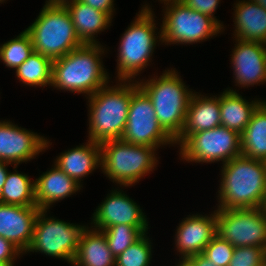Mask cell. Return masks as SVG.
<instances>
[{
	"label": "cell",
	"instance_id": "cell-1",
	"mask_svg": "<svg viewBox=\"0 0 266 266\" xmlns=\"http://www.w3.org/2000/svg\"><path fill=\"white\" fill-rule=\"evenodd\" d=\"M222 166L217 209L266 207V161L240 155Z\"/></svg>",
	"mask_w": 266,
	"mask_h": 266
},
{
	"label": "cell",
	"instance_id": "cell-2",
	"mask_svg": "<svg viewBox=\"0 0 266 266\" xmlns=\"http://www.w3.org/2000/svg\"><path fill=\"white\" fill-rule=\"evenodd\" d=\"M104 51L105 48L99 43H85L53 60L51 86L73 93L93 95L110 81L101 61Z\"/></svg>",
	"mask_w": 266,
	"mask_h": 266
},
{
	"label": "cell",
	"instance_id": "cell-3",
	"mask_svg": "<svg viewBox=\"0 0 266 266\" xmlns=\"http://www.w3.org/2000/svg\"><path fill=\"white\" fill-rule=\"evenodd\" d=\"M120 80L115 86L105 85L87 96L89 102V139L96 143L121 139L132 98V81ZM119 85V86H118Z\"/></svg>",
	"mask_w": 266,
	"mask_h": 266
},
{
	"label": "cell",
	"instance_id": "cell-4",
	"mask_svg": "<svg viewBox=\"0 0 266 266\" xmlns=\"http://www.w3.org/2000/svg\"><path fill=\"white\" fill-rule=\"evenodd\" d=\"M137 83L151 99L160 126L175 140L183 129L193 91L174 69L165 70L159 78L154 76Z\"/></svg>",
	"mask_w": 266,
	"mask_h": 266
},
{
	"label": "cell",
	"instance_id": "cell-5",
	"mask_svg": "<svg viewBox=\"0 0 266 266\" xmlns=\"http://www.w3.org/2000/svg\"><path fill=\"white\" fill-rule=\"evenodd\" d=\"M135 20L121 37L117 58L118 81H133L138 73L148 66L156 43L162 42L160 36H155L157 27L154 14L147 4L141 8ZM156 33V34H155ZM157 37V38H156ZM159 37L160 40H157Z\"/></svg>",
	"mask_w": 266,
	"mask_h": 266
},
{
	"label": "cell",
	"instance_id": "cell-6",
	"mask_svg": "<svg viewBox=\"0 0 266 266\" xmlns=\"http://www.w3.org/2000/svg\"><path fill=\"white\" fill-rule=\"evenodd\" d=\"M25 31L31 37L34 52L52 60L84 44L77 36L69 11L63 6L44 5Z\"/></svg>",
	"mask_w": 266,
	"mask_h": 266
},
{
	"label": "cell",
	"instance_id": "cell-7",
	"mask_svg": "<svg viewBox=\"0 0 266 266\" xmlns=\"http://www.w3.org/2000/svg\"><path fill=\"white\" fill-rule=\"evenodd\" d=\"M101 168L113 183L132 186L157 165L156 148L136 145L121 139L100 143Z\"/></svg>",
	"mask_w": 266,
	"mask_h": 266
},
{
	"label": "cell",
	"instance_id": "cell-8",
	"mask_svg": "<svg viewBox=\"0 0 266 266\" xmlns=\"http://www.w3.org/2000/svg\"><path fill=\"white\" fill-rule=\"evenodd\" d=\"M162 43L193 44L217 36L223 29L211 17L190 9L179 0L164 3ZM167 5V6H166Z\"/></svg>",
	"mask_w": 266,
	"mask_h": 266
},
{
	"label": "cell",
	"instance_id": "cell-9",
	"mask_svg": "<svg viewBox=\"0 0 266 266\" xmlns=\"http://www.w3.org/2000/svg\"><path fill=\"white\" fill-rule=\"evenodd\" d=\"M46 212L47 210H39L32 242L25 253L41 252L47 256L67 260L71 265L79 247L81 234L87 227L53 217L47 218Z\"/></svg>",
	"mask_w": 266,
	"mask_h": 266
},
{
	"label": "cell",
	"instance_id": "cell-10",
	"mask_svg": "<svg viewBox=\"0 0 266 266\" xmlns=\"http://www.w3.org/2000/svg\"><path fill=\"white\" fill-rule=\"evenodd\" d=\"M181 160L222 164L241 155L240 134L224 126L191 134L181 145Z\"/></svg>",
	"mask_w": 266,
	"mask_h": 266
},
{
	"label": "cell",
	"instance_id": "cell-11",
	"mask_svg": "<svg viewBox=\"0 0 266 266\" xmlns=\"http://www.w3.org/2000/svg\"><path fill=\"white\" fill-rule=\"evenodd\" d=\"M121 140L156 149L161 145L175 144L160 126L151 99L139 87L137 80L132 82V98Z\"/></svg>",
	"mask_w": 266,
	"mask_h": 266
},
{
	"label": "cell",
	"instance_id": "cell-12",
	"mask_svg": "<svg viewBox=\"0 0 266 266\" xmlns=\"http://www.w3.org/2000/svg\"><path fill=\"white\" fill-rule=\"evenodd\" d=\"M217 235L234 247L266 249V207L217 209Z\"/></svg>",
	"mask_w": 266,
	"mask_h": 266
},
{
	"label": "cell",
	"instance_id": "cell-13",
	"mask_svg": "<svg viewBox=\"0 0 266 266\" xmlns=\"http://www.w3.org/2000/svg\"><path fill=\"white\" fill-rule=\"evenodd\" d=\"M10 121H0V160L19 165L49 147L50 141Z\"/></svg>",
	"mask_w": 266,
	"mask_h": 266
},
{
	"label": "cell",
	"instance_id": "cell-14",
	"mask_svg": "<svg viewBox=\"0 0 266 266\" xmlns=\"http://www.w3.org/2000/svg\"><path fill=\"white\" fill-rule=\"evenodd\" d=\"M112 192L101 202L93 214L95 230H103L112 225L126 224L134 227H143L148 231V222L140 206L121 191Z\"/></svg>",
	"mask_w": 266,
	"mask_h": 266
},
{
	"label": "cell",
	"instance_id": "cell-15",
	"mask_svg": "<svg viewBox=\"0 0 266 266\" xmlns=\"http://www.w3.org/2000/svg\"><path fill=\"white\" fill-rule=\"evenodd\" d=\"M237 41L232 52L231 64L236 86H254L266 82V44L258 41Z\"/></svg>",
	"mask_w": 266,
	"mask_h": 266
},
{
	"label": "cell",
	"instance_id": "cell-16",
	"mask_svg": "<svg viewBox=\"0 0 266 266\" xmlns=\"http://www.w3.org/2000/svg\"><path fill=\"white\" fill-rule=\"evenodd\" d=\"M217 234V215H189L179 224L175 244L182 259L203 253L204 248Z\"/></svg>",
	"mask_w": 266,
	"mask_h": 266
},
{
	"label": "cell",
	"instance_id": "cell-17",
	"mask_svg": "<svg viewBox=\"0 0 266 266\" xmlns=\"http://www.w3.org/2000/svg\"><path fill=\"white\" fill-rule=\"evenodd\" d=\"M38 207L9 205L0 202V236L12 242L23 253L29 248Z\"/></svg>",
	"mask_w": 266,
	"mask_h": 266
},
{
	"label": "cell",
	"instance_id": "cell-18",
	"mask_svg": "<svg viewBox=\"0 0 266 266\" xmlns=\"http://www.w3.org/2000/svg\"><path fill=\"white\" fill-rule=\"evenodd\" d=\"M196 93L194 92L190 99L185 123L181 133L174 140L175 144L181 145L193 133L221 125L219 96L208 97Z\"/></svg>",
	"mask_w": 266,
	"mask_h": 266
},
{
	"label": "cell",
	"instance_id": "cell-19",
	"mask_svg": "<svg viewBox=\"0 0 266 266\" xmlns=\"http://www.w3.org/2000/svg\"><path fill=\"white\" fill-rule=\"evenodd\" d=\"M82 187L55 164L54 167L35 181L36 206L40 210H48L49 207L59 200L71 196Z\"/></svg>",
	"mask_w": 266,
	"mask_h": 266
},
{
	"label": "cell",
	"instance_id": "cell-20",
	"mask_svg": "<svg viewBox=\"0 0 266 266\" xmlns=\"http://www.w3.org/2000/svg\"><path fill=\"white\" fill-rule=\"evenodd\" d=\"M54 163L80 184L82 178L92 173L94 169L101 168L100 143L88 140L86 144L76 146L60 154Z\"/></svg>",
	"mask_w": 266,
	"mask_h": 266
},
{
	"label": "cell",
	"instance_id": "cell-21",
	"mask_svg": "<svg viewBox=\"0 0 266 266\" xmlns=\"http://www.w3.org/2000/svg\"><path fill=\"white\" fill-rule=\"evenodd\" d=\"M234 38L266 44V9L251 0L235 4Z\"/></svg>",
	"mask_w": 266,
	"mask_h": 266
},
{
	"label": "cell",
	"instance_id": "cell-22",
	"mask_svg": "<svg viewBox=\"0 0 266 266\" xmlns=\"http://www.w3.org/2000/svg\"><path fill=\"white\" fill-rule=\"evenodd\" d=\"M77 36L85 44L98 43L95 35L110 26L112 19L104 12L76 0L67 4Z\"/></svg>",
	"mask_w": 266,
	"mask_h": 266
},
{
	"label": "cell",
	"instance_id": "cell-23",
	"mask_svg": "<svg viewBox=\"0 0 266 266\" xmlns=\"http://www.w3.org/2000/svg\"><path fill=\"white\" fill-rule=\"evenodd\" d=\"M263 101L248 102L239 93L226 89L219 96L221 126L241 134L247 127L253 112Z\"/></svg>",
	"mask_w": 266,
	"mask_h": 266
},
{
	"label": "cell",
	"instance_id": "cell-24",
	"mask_svg": "<svg viewBox=\"0 0 266 266\" xmlns=\"http://www.w3.org/2000/svg\"><path fill=\"white\" fill-rule=\"evenodd\" d=\"M105 235L87 227L81 234L73 266H115Z\"/></svg>",
	"mask_w": 266,
	"mask_h": 266
},
{
	"label": "cell",
	"instance_id": "cell-25",
	"mask_svg": "<svg viewBox=\"0 0 266 266\" xmlns=\"http://www.w3.org/2000/svg\"><path fill=\"white\" fill-rule=\"evenodd\" d=\"M241 155L266 161V101L257 107L240 134Z\"/></svg>",
	"mask_w": 266,
	"mask_h": 266
},
{
	"label": "cell",
	"instance_id": "cell-26",
	"mask_svg": "<svg viewBox=\"0 0 266 266\" xmlns=\"http://www.w3.org/2000/svg\"><path fill=\"white\" fill-rule=\"evenodd\" d=\"M14 171L8 172L5 184L0 192V202L9 205L37 207L35 200V181L27 174Z\"/></svg>",
	"mask_w": 266,
	"mask_h": 266
},
{
	"label": "cell",
	"instance_id": "cell-27",
	"mask_svg": "<svg viewBox=\"0 0 266 266\" xmlns=\"http://www.w3.org/2000/svg\"><path fill=\"white\" fill-rule=\"evenodd\" d=\"M53 60L40 53L34 52L16 70V77L24 85L47 87L52 82Z\"/></svg>",
	"mask_w": 266,
	"mask_h": 266
},
{
	"label": "cell",
	"instance_id": "cell-28",
	"mask_svg": "<svg viewBox=\"0 0 266 266\" xmlns=\"http://www.w3.org/2000/svg\"><path fill=\"white\" fill-rule=\"evenodd\" d=\"M34 53L30 35L24 30L14 39L0 46V60L8 68L16 69Z\"/></svg>",
	"mask_w": 266,
	"mask_h": 266
},
{
	"label": "cell",
	"instance_id": "cell-29",
	"mask_svg": "<svg viewBox=\"0 0 266 266\" xmlns=\"http://www.w3.org/2000/svg\"><path fill=\"white\" fill-rule=\"evenodd\" d=\"M101 232L105 235L109 249L116 258L129 246L136 242L144 233L143 227H134L126 224L112 225Z\"/></svg>",
	"mask_w": 266,
	"mask_h": 266
},
{
	"label": "cell",
	"instance_id": "cell-30",
	"mask_svg": "<svg viewBox=\"0 0 266 266\" xmlns=\"http://www.w3.org/2000/svg\"><path fill=\"white\" fill-rule=\"evenodd\" d=\"M144 233L136 242L116 257L115 266H149L151 264V241Z\"/></svg>",
	"mask_w": 266,
	"mask_h": 266
},
{
	"label": "cell",
	"instance_id": "cell-31",
	"mask_svg": "<svg viewBox=\"0 0 266 266\" xmlns=\"http://www.w3.org/2000/svg\"><path fill=\"white\" fill-rule=\"evenodd\" d=\"M234 248L227 240L216 234L202 254L215 266H228L233 257Z\"/></svg>",
	"mask_w": 266,
	"mask_h": 266
},
{
	"label": "cell",
	"instance_id": "cell-32",
	"mask_svg": "<svg viewBox=\"0 0 266 266\" xmlns=\"http://www.w3.org/2000/svg\"><path fill=\"white\" fill-rule=\"evenodd\" d=\"M266 249L257 246L235 247L228 266H263Z\"/></svg>",
	"mask_w": 266,
	"mask_h": 266
},
{
	"label": "cell",
	"instance_id": "cell-33",
	"mask_svg": "<svg viewBox=\"0 0 266 266\" xmlns=\"http://www.w3.org/2000/svg\"><path fill=\"white\" fill-rule=\"evenodd\" d=\"M182 4L190 9L203 13L211 18H213L223 29L220 20L216 19L213 13H215L220 0H179Z\"/></svg>",
	"mask_w": 266,
	"mask_h": 266
},
{
	"label": "cell",
	"instance_id": "cell-34",
	"mask_svg": "<svg viewBox=\"0 0 266 266\" xmlns=\"http://www.w3.org/2000/svg\"><path fill=\"white\" fill-rule=\"evenodd\" d=\"M23 252L12 242L0 236V265L14 266V261Z\"/></svg>",
	"mask_w": 266,
	"mask_h": 266
},
{
	"label": "cell",
	"instance_id": "cell-35",
	"mask_svg": "<svg viewBox=\"0 0 266 266\" xmlns=\"http://www.w3.org/2000/svg\"><path fill=\"white\" fill-rule=\"evenodd\" d=\"M90 7L100 10L101 12L106 13L111 19L113 18L114 8V0H79Z\"/></svg>",
	"mask_w": 266,
	"mask_h": 266
},
{
	"label": "cell",
	"instance_id": "cell-36",
	"mask_svg": "<svg viewBox=\"0 0 266 266\" xmlns=\"http://www.w3.org/2000/svg\"><path fill=\"white\" fill-rule=\"evenodd\" d=\"M188 259L194 264V266H215L202 253L198 255H193Z\"/></svg>",
	"mask_w": 266,
	"mask_h": 266
},
{
	"label": "cell",
	"instance_id": "cell-37",
	"mask_svg": "<svg viewBox=\"0 0 266 266\" xmlns=\"http://www.w3.org/2000/svg\"><path fill=\"white\" fill-rule=\"evenodd\" d=\"M11 163L0 160V192L2 191L3 185L5 184L6 177L8 175L7 166Z\"/></svg>",
	"mask_w": 266,
	"mask_h": 266
},
{
	"label": "cell",
	"instance_id": "cell-38",
	"mask_svg": "<svg viewBox=\"0 0 266 266\" xmlns=\"http://www.w3.org/2000/svg\"><path fill=\"white\" fill-rule=\"evenodd\" d=\"M74 1L76 0H47L45 2V5L65 7L67 4L72 3Z\"/></svg>",
	"mask_w": 266,
	"mask_h": 266
},
{
	"label": "cell",
	"instance_id": "cell-39",
	"mask_svg": "<svg viewBox=\"0 0 266 266\" xmlns=\"http://www.w3.org/2000/svg\"><path fill=\"white\" fill-rule=\"evenodd\" d=\"M179 261V264L176 266H194V264L189 259H182Z\"/></svg>",
	"mask_w": 266,
	"mask_h": 266
},
{
	"label": "cell",
	"instance_id": "cell-40",
	"mask_svg": "<svg viewBox=\"0 0 266 266\" xmlns=\"http://www.w3.org/2000/svg\"><path fill=\"white\" fill-rule=\"evenodd\" d=\"M251 1L258 3L260 6L266 9V0H251Z\"/></svg>",
	"mask_w": 266,
	"mask_h": 266
},
{
	"label": "cell",
	"instance_id": "cell-41",
	"mask_svg": "<svg viewBox=\"0 0 266 266\" xmlns=\"http://www.w3.org/2000/svg\"><path fill=\"white\" fill-rule=\"evenodd\" d=\"M160 1H162V3L164 2V3H168V2H171V1H175V0H160Z\"/></svg>",
	"mask_w": 266,
	"mask_h": 266
},
{
	"label": "cell",
	"instance_id": "cell-42",
	"mask_svg": "<svg viewBox=\"0 0 266 266\" xmlns=\"http://www.w3.org/2000/svg\"><path fill=\"white\" fill-rule=\"evenodd\" d=\"M263 266H266V258H265V260H264Z\"/></svg>",
	"mask_w": 266,
	"mask_h": 266
}]
</instances>
